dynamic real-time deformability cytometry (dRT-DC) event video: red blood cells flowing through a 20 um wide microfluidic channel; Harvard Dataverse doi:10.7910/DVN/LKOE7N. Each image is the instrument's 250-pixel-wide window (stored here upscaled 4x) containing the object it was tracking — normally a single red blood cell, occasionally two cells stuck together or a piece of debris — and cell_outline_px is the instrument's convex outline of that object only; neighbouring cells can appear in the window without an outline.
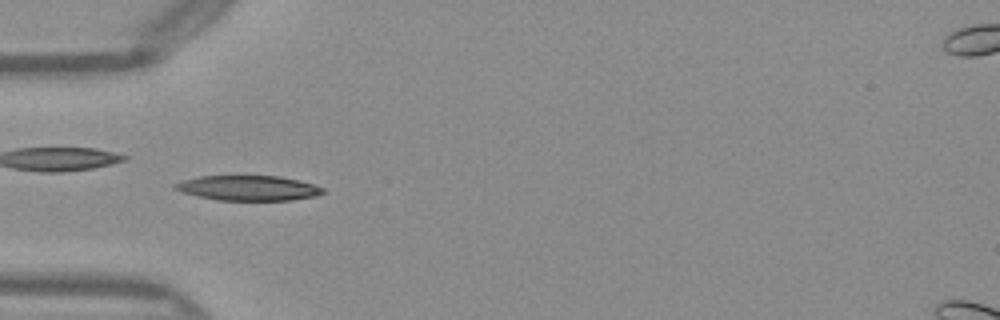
{"species": "Egyptian fruit bat (a non-hibernating species)", "species_latin": "Rousettus aegyptiacus", "temperature_condition": "warm", "stored_images_in_passage": 10, "camera_frame_rate_fps": 3000, "um_per_image_px": 0.085, "frame": {"image": 1, "passage_image": 2, "time_ms": 0.333, "image_size_px": [1000, 320], "cell_outline_px": [[324, 192], [316, 196], [292, 200], [216, 200], [184, 192], [172, 188], [172, 184], [184, 180], [200, 176], [280, 176], [312, 184], [324, 188]], "centroid_in_image_um": [21.1, 15.98], "position_along_channel_um": 63.9, "area_um2": 21.33}}
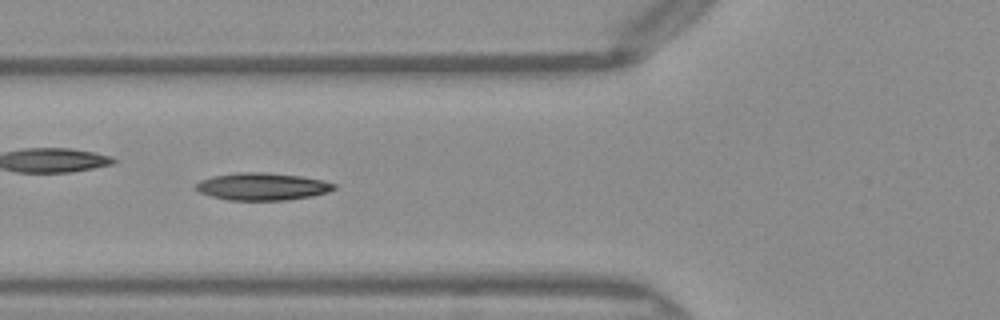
{"frame": {"image": 2, "passage_image": 5, "time_ms": 1.333, "image_size_px": [1000, 320], "cell_outline_px": [[336, 188], [328, 192], [312, 196], [288, 200], [228, 200], [212, 196], [200, 192], [192, 188], [192, 184], [200, 180], [212, 176], [236, 172], [264, 172], [300, 176], [324, 180], [336, 184]], "centroid_in_image_um": [22.26, 15.85], "position_along_channel_um": 103.5, "area_um2": 22.31}}